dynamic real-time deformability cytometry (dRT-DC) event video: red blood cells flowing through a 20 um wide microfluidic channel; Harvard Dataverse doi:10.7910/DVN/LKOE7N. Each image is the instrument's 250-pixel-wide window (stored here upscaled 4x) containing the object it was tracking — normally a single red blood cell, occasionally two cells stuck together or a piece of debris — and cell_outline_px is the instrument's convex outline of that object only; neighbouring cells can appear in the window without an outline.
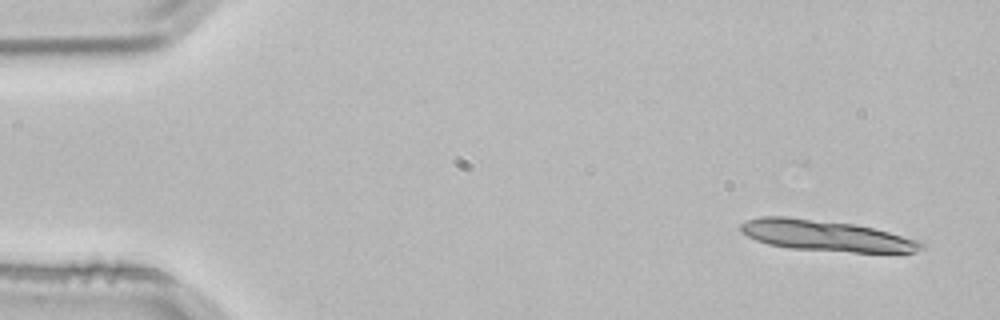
{"species": "common noctule bat (a hibernating species)", "species_latin": "Nyctalus noctula", "temperature_condition": "room temperature", "stored_images_in_passage": 4, "camera_frame_rate_fps": 3000, "um_per_image_px": 0.085, "animal": {"sex": "male", "body_mass_g": 21.5, "forearm_length_mm": 52.0}, "frame": {"image": 1, "passage_image": 1, "time_ms": 0.0, "image_size_px": [1000, 320], "cell_outline_px": [[924, 248], [916, 252], [852, 252], [792, 248], [768, 244], [756, 240], [740, 232], [740, 224], [748, 220], [760, 216], [788, 216], [856, 224], [920, 240], [924, 244]], "centroid_in_image_um": [70.2, 20.02], "position_along_channel_um": 14.8, "area_um2": 32.48}}